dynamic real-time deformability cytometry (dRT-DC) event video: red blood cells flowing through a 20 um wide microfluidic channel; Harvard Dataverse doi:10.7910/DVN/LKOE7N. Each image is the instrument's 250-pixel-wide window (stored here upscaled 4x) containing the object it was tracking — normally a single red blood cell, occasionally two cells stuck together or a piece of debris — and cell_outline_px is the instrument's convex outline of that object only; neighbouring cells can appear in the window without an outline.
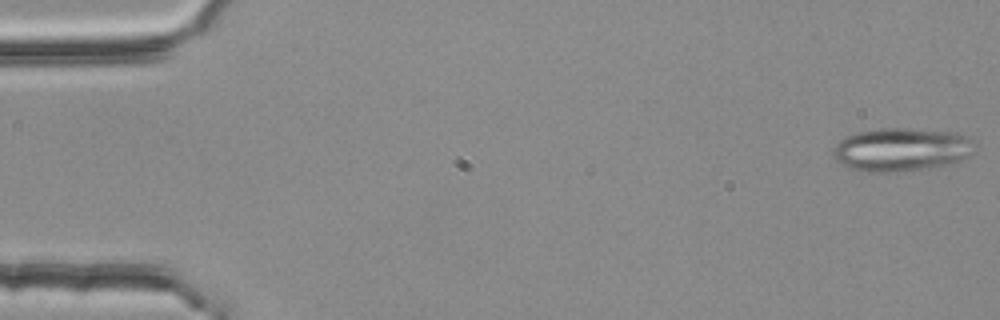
{"species": "common noctule bat (a hibernating species)", "species_latin": "Nyctalus noctula", "temperature_condition": "room temperature", "stored_images_in_passage": 3, "camera_frame_rate_fps": 3000, "um_per_image_px": 0.085, "animal": {"sex": "female", "body_mass_g": 25.1}, "frame": {"image": 1, "passage_image": 1, "time_ms": 0.0, "image_size_px": [1000, 320], "cell_outline_px": [[976, 152], [968, 156], [956, 160], [940, 164], [900, 172], [860, 172], [848, 168], [836, 160], [832, 148], [840, 140], [848, 136], [860, 132], [880, 128], [904, 128], [944, 132], [964, 136], [968, 140]], "centroid_in_image_um": [76.49, 12.72], "position_along_channel_um": 8.5, "area_um2": 34.74}}